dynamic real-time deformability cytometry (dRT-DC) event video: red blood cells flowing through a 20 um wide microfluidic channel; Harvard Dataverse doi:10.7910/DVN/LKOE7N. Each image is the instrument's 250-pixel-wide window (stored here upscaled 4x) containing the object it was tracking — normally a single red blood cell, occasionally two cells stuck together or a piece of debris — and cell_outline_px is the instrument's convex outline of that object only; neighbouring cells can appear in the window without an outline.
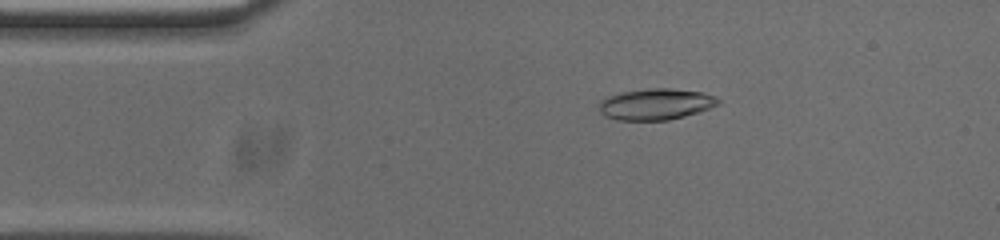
{"species": "common noctule bat (a hibernating species)", "species_latin": "Nyctalus noctula", "temperature_condition": "cold", "stored_images_in_passage": 53, "camera_frame_rate_fps": 3000, "um_per_image_px": 0.085, "animal": {"sex": "male", "body_mass_g": 20.0, "forearm_length_mm": 53.3}, "frame": {"image": 1, "passage_image": 9, "time_ms": 2.667, "image_size_px": [1000, 240], "cell_outline_px": [[720, 104], [684, 116], [668, 120], [616, 120], [604, 116], [600, 112], [600, 100], [608, 96], [624, 92], [648, 88], [672, 88], [704, 92], [716, 96], [720, 100]], "centroid_in_image_um": [55.75, 8.85], "position_along_channel_um": 29.2, "area_um2": 21.68}}
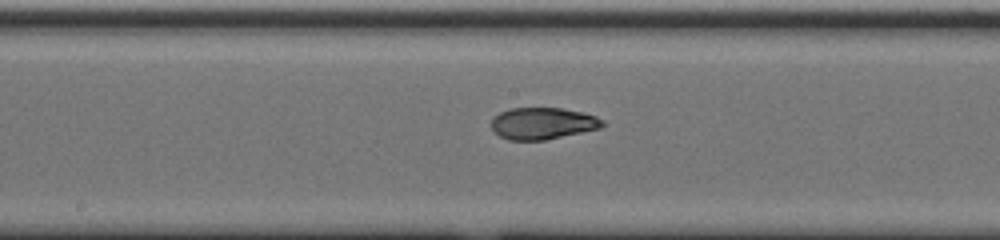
{"frame": {"image": 2, "passage_image": 26, "time_ms": 8.333, "image_size_px": [1000, 240], "cell_outline_px": [[604, 124], [600, 128], [544, 140], [508, 140], [492, 132], [492, 116], [500, 112], [512, 108], [564, 108], [596, 116], [604, 120]], "centroid_in_image_um": [46.09, 10.49], "position_along_channel_um": 202.1, "area_um2": 20.58}}
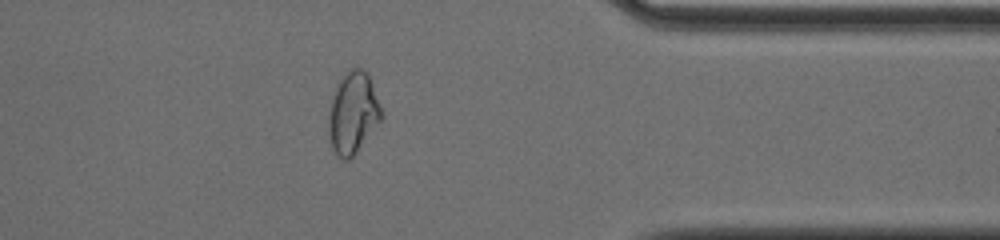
{"frame": {"image": 3, "passage_image": 42, "time_ms": 13.667, "image_size_px": [1000, 240], "cell_outline_px": [[384, 116], [352, 156], [348, 160], [344, 160], [332, 148], [328, 128], [328, 116], [336, 84], [340, 76], [352, 68], [360, 68], [368, 76], [384, 112]], "centroid_in_image_um": [30.0, 9.57], "position_along_channel_um": 381.4, "area_um2": 24.68}, "authors_computed_cell_mechanics": {"area_um2": 21.4438, "velocity_mm_per_s": 3.727, "shape_relaxation_time_tau1_ms": 9.994, "shape_relaxation_time_tau2_ms": 2.247, "deformation_change_tau1": 0.2678, "deformation_change_tau2": 0.0584}}